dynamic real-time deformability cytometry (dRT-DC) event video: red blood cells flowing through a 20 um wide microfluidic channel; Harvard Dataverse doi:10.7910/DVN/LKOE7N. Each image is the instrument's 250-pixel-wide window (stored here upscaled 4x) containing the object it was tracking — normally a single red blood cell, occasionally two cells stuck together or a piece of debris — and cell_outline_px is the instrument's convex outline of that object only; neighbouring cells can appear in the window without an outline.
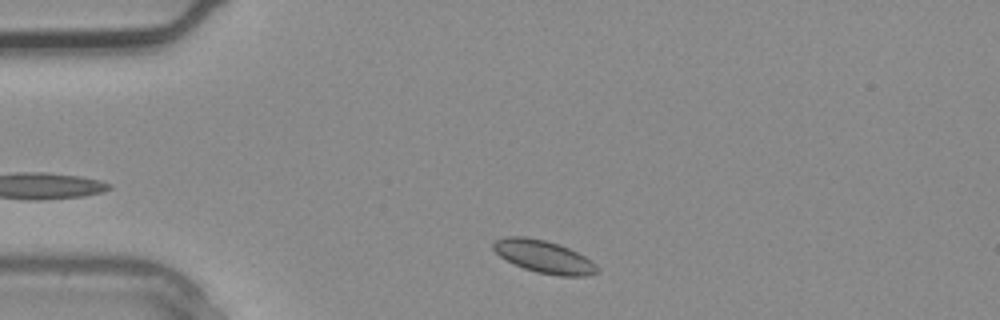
{"species": "common noctule bat (a hibernating species)", "species_latin": "Nyctalus noctula", "temperature_condition": "warm", "stored_images_in_passage": 2, "camera_frame_rate_fps": 3000, "um_per_image_px": 0.085, "animal": {"sex": "male", "body_mass_g": 20.4}, "frame": {"image": 1, "passage_image": 2, "time_ms": 0.333, "image_size_px": [1000, 320], "cell_outline_px": [[600, 272], [588, 276], [560, 276], [536, 272], [524, 268], [500, 256], [492, 248], [492, 240], [508, 236], [524, 236], [544, 240], [560, 244], [592, 260], [596, 264]], "centroid_in_image_um": [46.24, 21.81], "position_along_channel_um": 38.8, "area_um2": 19.77}}